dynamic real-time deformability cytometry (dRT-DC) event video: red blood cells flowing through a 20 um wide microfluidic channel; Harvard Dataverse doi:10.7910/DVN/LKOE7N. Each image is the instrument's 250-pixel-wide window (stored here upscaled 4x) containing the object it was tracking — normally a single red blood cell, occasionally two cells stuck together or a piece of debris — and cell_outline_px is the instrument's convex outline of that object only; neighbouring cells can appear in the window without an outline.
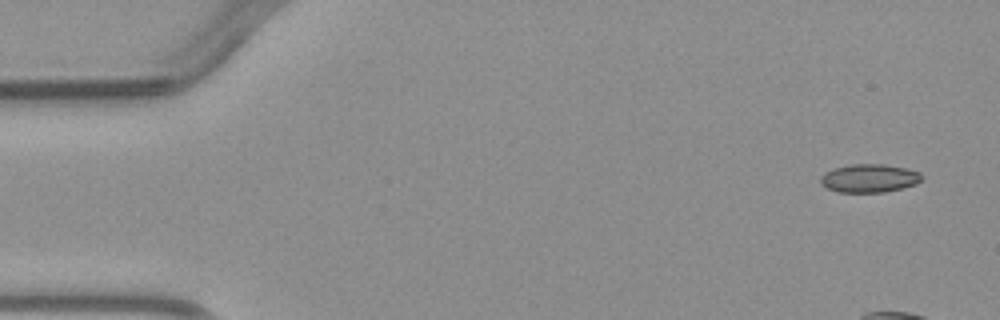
{"species": "common noctule bat (a hibernating species)", "species_latin": "Nyctalus noctula", "temperature_condition": "warm", "stored_images_in_passage": 4, "camera_frame_rate_fps": 3000, "um_per_image_px": 0.085, "animal": {"sex": "male", "body_mass_g": 23.1, "forearm_length_mm": 52.7}, "frame": {"image": 1, "passage_image": 1, "time_ms": 0.0, "image_size_px": [1000, 320], "cell_outline_px": [[924, 180], [916, 184], [884, 192], [836, 192], [820, 184], [820, 176], [824, 172], [832, 168], [852, 164], [884, 164], [904, 168], [920, 172], [924, 176]], "centroid_in_image_um": [73.88, 15.14], "position_along_channel_um": 11.1, "area_um2": 16.88}}